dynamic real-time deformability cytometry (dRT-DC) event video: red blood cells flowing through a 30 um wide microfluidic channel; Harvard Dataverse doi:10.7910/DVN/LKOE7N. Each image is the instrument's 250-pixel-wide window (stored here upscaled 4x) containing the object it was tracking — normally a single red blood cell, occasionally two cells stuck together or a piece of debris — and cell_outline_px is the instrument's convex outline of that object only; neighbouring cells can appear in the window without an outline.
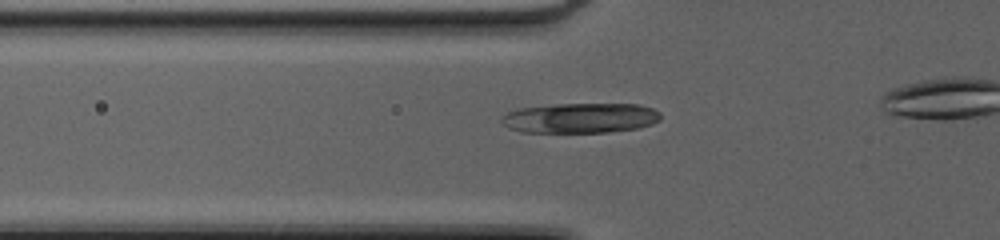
{"species": "common noctule bat (a hibernating species)", "species_latin": "Nyctalus noctula", "temperature_condition": "cold", "stored_images_in_passage": 38, "segment_of_instrument_passage": [1, 2], "camera_frame_rate_fps": 3000, "um_per_image_px": 0.085, "animal": {"sex": "female", "body_mass_g": 20.0, "forearm_length_mm": 54.0}, "frame": {"image": 1, "passage_image": 13, "time_ms": 4.0, "image_size_px": [1000, 240], "cell_outline_px": [[660, 120], [652, 124], [640, 128], [608, 132], [524, 132], [508, 128], [500, 120], [500, 116], [508, 112], [520, 108], [556, 104], [636, 104], [652, 108], [660, 112]], "centroid_in_image_um": [49.33, 10.03], "position_along_channel_um": 76.5, "area_um2": 27.92}}
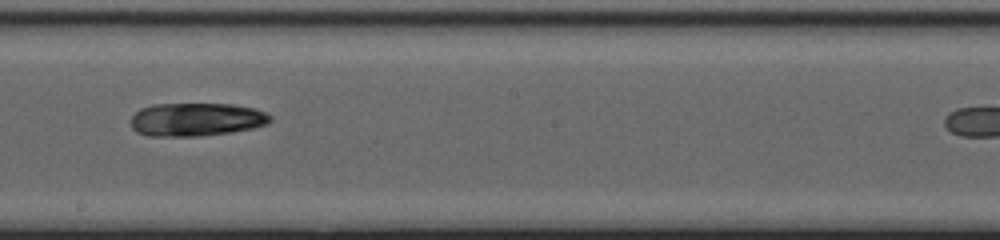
{"frame": {"image": 2, "passage_image": 24, "time_ms": 7.667, "image_size_px": [1000, 240], "cell_outline_px": [[272, 120], [268, 124], [252, 128], [232, 132], [200, 136], [148, 136], [136, 132], [132, 128], [132, 116], [140, 108], [152, 104], [232, 104], [256, 108], [272, 116]], "centroid_in_image_um": [16.7, 10.15], "position_along_channel_um": 231.5, "area_um2": 27.22}}
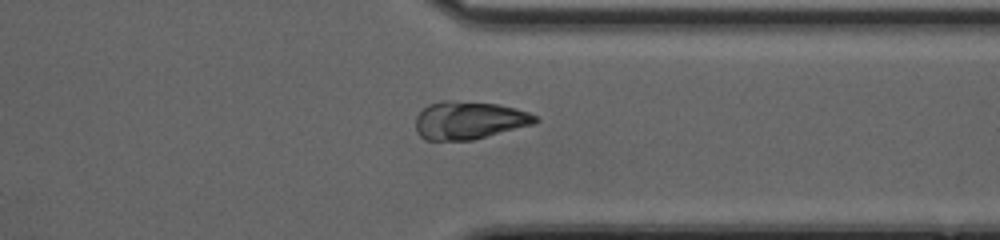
{"frame": {"image": 3, "passage_image": 34, "time_ms": 11.0, "image_size_px": [1000, 240], "cell_outline_px": [[540, 120], [536, 124], [472, 140], [424, 140], [416, 132], [416, 116], [428, 104], [440, 100], [448, 100], [496, 104], [516, 108], [528, 112], [536, 116]], "centroid_in_image_um": [39.88, 10.23], "position_along_channel_um": 371.5, "area_um2": 26.59}}